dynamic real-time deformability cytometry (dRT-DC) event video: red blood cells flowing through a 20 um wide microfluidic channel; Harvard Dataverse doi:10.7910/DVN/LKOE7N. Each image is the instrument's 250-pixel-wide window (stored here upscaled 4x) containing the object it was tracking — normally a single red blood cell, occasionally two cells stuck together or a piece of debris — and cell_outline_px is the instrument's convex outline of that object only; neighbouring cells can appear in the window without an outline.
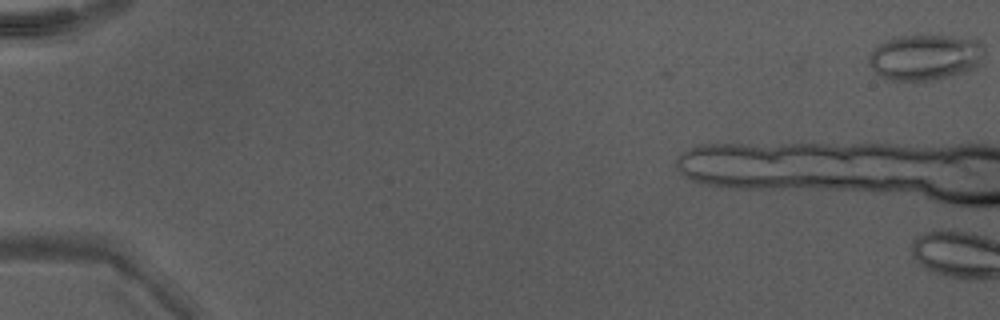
{"species": "Egyptian fruit bat (a non-hibernating species)", "species_latin": "Rousettus aegyptiacus", "temperature_condition": "warm", "stored_images_in_passage": 4, "camera_frame_rate_fps": 3000, "um_per_image_px": 0.085, "animal": {"sex": "male"}, "frame": {"image": 1, "passage_image": 1, "time_ms": 0.0, "image_size_px": [1000, 320], "cell_outline_px": [[984, 48], [980, 64], [976, 68], [964, 72], [932, 80], [884, 80], [868, 64], [868, 56], [880, 44], [892, 36], [916, 32], [980, 40]], "centroid_in_image_um": [78.61, 4.82], "position_along_channel_um": 6.4, "area_um2": 31.62}}